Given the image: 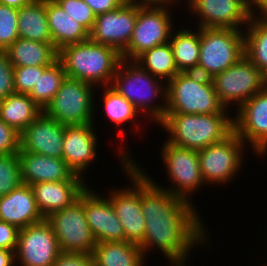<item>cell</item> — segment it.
Listing matches in <instances>:
<instances>
[{"label": "cell", "mask_w": 267, "mask_h": 266, "mask_svg": "<svg viewBox=\"0 0 267 266\" xmlns=\"http://www.w3.org/2000/svg\"><path fill=\"white\" fill-rule=\"evenodd\" d=\"M92 256L95 266H143L144 254L138 244L129 241L97 243Z\"/></svg>", "instance_id": "obj_26"}, {"label": "cell", "mask_w": 267, "mask_h": 266, "mask_svg": "<svg viewBox=\"0 0 267 266\" xmlns=\"http://www.w3.org/2000/svg\"><path fill=\"white\" fill-rule=\"evenodd\" d=\"M66 77L96 85H111L120 62L121 53L114 47L91 39L63 46L58 51Z\"/></svg>", "instance_id": "obj_2"}, {"label": "cell", "mask_w": 267, "mask_h": 266, "mask_svg": "<svg viewBox=\"0 0 267 266\" xmlns=\"http://www.w3.org/2000/svg\"><path fill=\"white\" fill-rule=\"evenodd\" d=\"M211 80L225 108L234 101L241 106L267 85V77L245 55Z\"/></svg>", "instance_id": "obj_9"}, {"label": "cell", "mask_w": 267, "mask_h": 266, "mask_svg": "<svg viewBox=\"0 0 267 266\" xmlns=\"http://www.w3.org/2000/svg\"><path fill=\"white\" fill-rule=\"evenodd\" d=\"M172 1L175 0L156 4L137 2V19L128 47L121 53L123 60L134 61L144 51L169 42L172 22L166 7Z\"/></svg>", "instance_id": "obj_7"}, {"label": "cell", "mask_w": 267, "mask_h": 266, "mask_svg": "<svg viewBox=\"0 0 267 266\" xmlns=\"http://www.w3.org/2000/svg\"><path fill=\"white\" fill-rule=\"evenodd\" d=\"M28 94L14 93L0 100V120L21 133L41 113Z\"/></svg>", "instance_id": "obj_28"}, {"label": "cell", "mask_w": 267, "mask_h": 266, "mask_svg": "<svg viewBox=\"0 0 267 266\" xmlns=\"http://www.w3.org/2000/svg\"><path fill=\"white\" fill-rule=\"evenodd\" d=\"M83 181L40 182L31 185L39 211L44 219L71 206L88 187Z\"/></svg>", "instance_id": "obj_23"}, {"label": "cell", "mask_w": 267, "mask_h": 266, "mask_svg": "<svg viewBox=\"0 0 267 266\" xmlns=\"http://www.w3.org/2000/svg\"><path fill=\"white\" fill-rule=\"evenodd\" d=\"M23 184L18 153L0 156V196Z\"/></svg>", "instance_id": "obj_34"}, {"label": "cell", "mask_w": 267, "mask_h": 266, "mask_svg": "<svg viewBox=\"0 0 267 266\" xmlns=\"http://www.w3.org/2000/svg\"><path fill=\"white\" fill-rule=\"evenodd\" d=\"M35 1L36 0H0V4L19 9L22 6L28 5V4L33 3Z\"/></svg>", "instance_id": "obj_45"}, {"label": "cell", "mask_w": 267, "mask_h": 266, "mask_svg": "<svg viewBox=\"0 0 267 266\" xmlns=\"http://www.w3.org/2000/svg\"><path fill=\"white\" fill-rule=\"evenodd\" d=\"M243 140L232 132L223 141L198 150L199 166L205 182L226 183L241 167Z\"/></svg>", "instance_id": "obj_12"}, {"label": "cell", "mask_w": 267, "mask_h": 266, "mask_svg": "<svg viewBox=\"0 0 267 266\" xmlns=\"http://www.w3.org/2000/svg\"><path fill=\"white\" fill-rule=\"evenodd\" d=\"M167 84L166 113H227L209 77L196 72H179Z\"/></svg>", "instance_id": "obj_4"}, {"label": "cell", "mask_w": 267, "mask_h": 266, "mask_svg": "<svg viewBox=\"0 0 267 266\" xmlns=\"http://www.w3.org/2000/svg\"><path fill=\"white\" fill-rule=\"evenodd\" d=\"M125 2H131V3H135L137 2V0H124ZM167 0H139V3L141 2L142 4H146V3H152V4H156V3H160V2H165Z\"/></svg>", "instance_id": "obj_46"}, {"label": "cell", "mask_w": 267, "mask_h": 266, "mask_svg": "<svg viewBox=\"0 0 267 266\" xmlns=\"http://www.w3.org/2000/svg\"><path fill=\"white\" fill-rule=\"evenodd\" d=\"M96 143L92 123L65 125L63 159L75 175L80 176L96 157Z\"/></svg>", "instance_id": "obj_21"}, {"label": "cell", "mask_w": 267, "mask_h": 266, "mask_svg": "<svg viewBox=\"0 0 267 266\" xmlns=\"http://www.w3.org/2000/svg\"><path fill=\"white\" fill-rule=\"evenodd\" d=\"M137 19V2H125L118 9L96 15L89 39L122 53L129 44Z\"/></svg>", "instance_id": "obj_15"}, {"label": "cell", "mask_w": 267, "mask_h": 266, "mask_svg": "<svg viewBox=\"0 0 267 266\" xmlns=\"http://www.w3.org/2000/svg\"><path fill=\"white\" fill-rule=\"evenodd\" d=\"M46 220L56 235L61 251L92 254L97 242L79 200L51 214Z\"/></svg>", "instance_id": "obj_11"}, {"label": "cell", "mask_w": 267, "mask_h": 266, "mask_svg": "<svg viewBox=\"0 0 267 266\" xmlns=\"http://www.w3.org/2000/svg\"><path fill=\"white\" fill-rule=\"evenodd\" d=\"M190 9L200 16L199 28L239 29L249 23L251 12L247 0H188Z\"/></svg>", "instance_id": "obj_18"}, {"label": "cell", "mask_w": 267, "mask_h": 266, "mask_svg": "<svg viewBox=\"0 0 267 266\" xmlns=\"http://www.w3.org/2000/svg\"><path fill=\"white\" fill-rule=\"evenodd\" d=\"M53 266H95L92 254L61 251Z\"/></svg>", "instance_id": "obj_40"}, {"label": "cell", "mask_w": 267, "mask_h": 266, "mask_svg": "<svg viewBox=\"0 0 267 266\" xmlns=\"http://www.w3.org/2000/svg\"><path fill=\"white\" fill-rule=\"evenodd\" d=\"M46 14L53 45L58 51L65 45L89 39V32L54 0H46Z\"/></svg>", "instance_id": "obj_24"}, {"label": "cell", "mask_w": 267, "mask_h": 266, "mask_svg": "<svg viewBox=\"0 0 267 266\" xmlns=\"http://www.w3.org/2000/svg\"><path fill=\"white\" fill-rule=\"evenodd\" d=\"M123 168L130 174L134 186L126 190L113 191L109 195L110 202L114 208L116 216L119 218L125 233V241L140 244L145 235L146 223L141 208V171L133 164L130 156L122 153ZM127 157V158H126ZM130 158V159H129Z\"/></svg>", "instance_id": "obj_10"}, {"label": "cell", "mask_w": 267, "mask_h": 266, "mask_svg": "<svg viewBox=\"0 0 267 266\" xmlns=\"http://www.w3.org/2000/svg\"><path fill=\"white\" fill-rule=\"evenodd\" d=\"M15 261V251L0 249V266H13Z\"/></svg>", "instance_id": "obj_43"}, {"label": "cell", "mask_w": 267, "mask_h": 266, "mask_svg": "<svg viewBox=\"0 0 267 266\" xmlns=\"http://www.w3.org/2000/svg\"><path fill=\"white\" fill-rule=\"evenodd\" d=\"M19 37L53 43L46 14V0H36L18 9Z\"/></svg>", "instance_id": "obj_27"}, {"label": "cell", "mask_w": 267, "mask_h": 266, "mask_svg": "<svg viewBox=\"0 0 267 266\" xmlns=\"http://www.w3.org/2000/svg\"><path fill=\"white\" fill-rule=\"evenodd\" d=\"M233 119V132L248 141L256 153L267 152V85L239 108ZM244 139H246L244 141Z\"/></svg>", "instance_id": "obj_16"}, {"label": "cell", "mask_w": 267, "mask_h": 266, "mask_svg": "<svg viewBox=\"0 0 267 266\" xmlns=\"http://www.w3.org/2000/svg\"><path fill=\"white\" fill-rule=\"evenodd\" d=\"M253 4L257 6L258 10H261L262 12V17L263 19H267V0H249V7H250V12H251V17H253Z\"/></svg>", "instance_id": "obj_44"}, {"label": "cell", "mask_w": 267, "mask_h": 266, "mask_svg": "<svg viewBox=\"0 0 267 266\" xmlns=\"http://www.w3.org/2000/svg\"><path fill=\"white\" fill-rule=\"evenodd\" d=\"M23 184L40 182L82 181L75 175L63 158L51 157L32 152L18 151Z\"/></svg>", "instance_id": "obj_20"}, {"label": "cell", "mask_w": 267, "mask_h": 266, "mask_svg": "<svg viewBox=\"0 0 267 266\" xmlns=\"http://www.w3.org/2000/svg\"><path fill=\"white\" fill-rule=\"evenodd\" d=\"M13 78L14 66L9 61L5 50H0V100L16 93Z\"/></svg>", "instance_id": "obj_38"}, {"label": "cell", "mask_w": 267, "mask_h": 266, "mask_svg": "<svg viewBox=\"0 0 267 266\" xmlns=\"http://www.w3.org/2000/svg\"><path fill=\"white\" fill-rule=\"evenodd\" d=\"M93 88L91 84L66 77L43 112L63 125L93 123Z\"/></svg>", "instance_id": "obj_8"}, {"label": "cell", "mask_w": 267, "mask_h": 266, "mask_svg": "<svg viewBox=\"0 0 267 266\" xmlns=\"http://www.w3.org/2000/svg\"><path fill=\"white\" fill-rule=\"evenodd\" d=\"M60 7L80 23L88 32L91 31L96 19L95 13L83 0H54Z\"/></svg>", "instance_id": "obj_36"}, {"label": "cell", "mask_w": 267, "mask_h": 266, "mask_svg": "<svg viewBox=\"0 0 267 266\" xmlns=\"http://www.w3.org/2000/svg\"><path fill=\"white\" fill-rule=\"evenodd\" d=\"M39 79V66L14 67V88L16 93L30 94Z\"/></svg>", "instance_id": "obj_37"}, {"label": "cell", "mask_w": 267, "mask_h": 266, "mask_svg": "<svg viewBox=\"0 0 267 266\" xmlns=\"http://www.w3.org/2000/svg\"><path fill=\"white\" fill-rule=\"evenodd\" d=\"M0 220L19 230L44 220L30 185L22 184L7 195L0 196Z\"/></svg>", "instance_id": "obj_22"}, {"label": "cell", "mask_w": 267, "mask_h": 266, "mask_svg": "<svg viewBox=\"0 0 267 266\" xmlns=\"http://www.w3.org/2000/svg\"><path fill=\"white\" fill-rule=\"evenodd\" d=\"M160 124L170 133L168 142L195 150L219 143L233 132V119L226 113H166Z\"/></svg>", "instance_id": "obj_3"}, {"label": "cell", "mask_w": 267, "mask_h": 266, "mask_svg": "<svg viewBox=\"0 0 267 266\" xmlns=\"http://www.w3.org/2000/svg\"><path fill=\"white\" fill-rule=\"evenodd\" d=\"M134 61L152 76L159 79L167 78L168 81L166 82H169L179 73L169 42L144 51Z\"/></svg>", "instance_id": "obj_31"}, {"label": "cell", "mask_w": 267, "mask_h": 266, "mask_svg": "<svg viewBox=\"0 0 267 266\" xmlns=\"http://www.w3.org/2000/svg\"><path fill=\"white\" fill-rule=\"evenodd\" d=\"M192 205L166 188L163 190L141 172V208L146 229L139 247L144 256L155 245L171 263L185 264L191 247L206 240L199 214Z\"/></svg>", "instance_id": "obj_1"}, {"label": "cell", "mask_w": 267, "mask_h": 266, "mask_svg": "<svg viewBox=\"0 0 267 266\" xmlns=\"http://www.w3.org/2000/svg\"><path fill=\"white\" fill-rule=\"evenodd\" d=\"M65 125L42 112L20 133L22 151L63 158Z\"/></svg>", "instance_id": "obj_19"}, {"label": "cell", "mask_w": 267, "mask_h": 266, "mask_svg": "<svg viewBox=\"0 0 267 266\" xmlns=\"http://www.w3.org/2000/svg\"><path fill=\"white\" fill-rule=\"evenodd\" d=\"M18 38V9L0 4V50H6Z\"/></svg>", "instance_id": "obj_35"}, {"label": "cell", "mask_w": 267, "mask_h": 266, "mask_svg": "<svg viewBox=\"0 0 267 266\" xmlns=\"http://www.w3.org/2000/svg\"><path fill=\"white\" fill-rule=\"evenodd\" d=\"M173 266H184V264H174Z\"/></svg>", "instance_id": "obj_47"}, {"label": "cell", "mask_w": 267, "mask_h": 266, "mask_svg": "<svg viewBox=\"0 0 267 266\" xmlns=\"http://www.w3.org/2000/svg\"><path fill=\"white\" fill-rule=\"evenodd\" d=\"M247 26L244 55L267 77V19L254 14Z\"/></svg>", "instance_id": "obj_30"}, {"label": "cell", "mask_w": 267, "mask_h": 266, "mask_svg": "<svg viewBox=\"0 0 267 266\" xmlns=\"http://www.w3.org/2000/svg\"><path fill=\"white\" fill-rule=\"evenodd\" d=\"M5 52L14 67L51 66L58 60L53 43H43L19 37Z\"/></svg>", "instance_id": "obj_25"}, {"label": "cell", "mask_w": 267, "mask_h": 266, "mask_svg": "<svg viewBox=\"0 0 267 266\" xmlns=\"http://www.w3.org/2000/svg\"><path fill=\"white\" fill-rule=\"evenodd\" d=\"M61 252L50 223L44 219L19 230L15 257L22 266H53Z\"/></svg>", "instance_id": "obj_13"}, {"label": "cell", "mask_w": 267, "mask_h": 266, "mask_svg": "<svg viewBox=\"0 0 267 266\" xmlns=\"http://www.w3.org/2000/svg\"><path fill=\"white\" fill-rule=\"evenodd\" d=\"M19 229L0 220V249L15 251L18 242Z\"/></svg>", "instance_id": "obj_41"}, {"label": "cell", "mask_w": 267, "mask_h": 266, "mask_svg": "<svg viewBox=\"0 0 267 266\" xmlns=\"http://www.w3.org/2000/svg\"><path fill=\"white\" fill-rule=\"evenodd\" d=\"M83 1L91 8V10L95 13V15L113 11L115 9H118L125 3L124 0H83Z\"/></svg>", "instance_id": "obj_42"}, {"label": "cell", "mask_w": 267, "mask_h": 266, "mask_svg": "<svg viewBox=\"0 0 267 266\" xmlns=\"http://www.w3.org/2000/svg\"><path fill=\"white\" fill-rule=\"evenodd\" d=\"M163 162L169 178L175 184L167 189L172 195L187 199V194L203 185L204 179L199 166L198 150L179 147L166 142L162 149Z\"/></svg>", "instance_id": "obj_14"}, {"label": "cell", "mask_w": 267, "mask_h": 266, "mask_svg": "<svg viewBox=\"0 0 267 266\" xmlns=\"http://www.w3.org/2000/svg\"><path fill=\"white\" fill-rule=\"evenodd\" d=\"M127 62V60L120 62L111 87L127 101L131 102L138 112L140 110L146 112V109H148L149 115L151 114V117L160 123L166 115V104L153 106L151 101L162 90L164 93L160 95L163 94L162 96L165 100L163 103H166L167 88H161L162 84L158 81L160 79L156 80L157 77L142 69L135 61H131L132 63ZM150 105H152L151 108H149Z\"/></svg>", "instance_id": "obj_5"}, {"label": "cell", "mask_w": 267, "mask_h": 266, "mask_svg": "<svg viewBox=\"0 0 267 266\" xmlns=\"http://www.w3.org/2000/svg\"><path fill=\"white\" fill-rule=\"evenodd\" d=\"M65 78L66 72L59 60L51 66H39V79L29 96L44 110L60 89L61 83Z\"/></svg>", "instance_id": "obj_32"}, {"label": "cell", "mask_w": 267, "mask_h": 266, "mask_svg": "<svg viewBox=\"0 0 267 266\" xmlns=\"http://www.w3.org/2000/svg\"><path fill=\"white\" fill-rule=\"evenodd\" d=\"M170 45L179 72H196L200 52V28L198 33L184 28L170 36Z\"/></svg>", "instance_id": "obj_29"}, {"label": "cell", "mask_w": 267, "mask_h": 266, "mask_svg": "<svg viewBox=\"0 0 267 266\" xmlns=\"http://www.w3.org/2000/svg\"><path fill=\"white\" fill-rule=\"evenodd\" d=\"M20 150V133L0 120V156L18 153Z\"/></svg>", "instance_id": "obj_39"}, {"label": "cell", "mask_w": 267, "mask_h": 266, "mask_svg": "<svg viewBox=\"0 0 267 266\" xmlns=\"http://www.w3.org/2000/svg\"><path fill=\"white\" fill-rule=\"evenodd\" d=\"M244 55V34L231 28H200V52L196 73L212 78Z\"/></svg>", "instance_id": "obj_6"}, {"label": "cell", "mask_w": 267, "mask_h": 266, "mask_svg": "<svg viewBox=\"0 0 267 266\" xmlns=\"http://www.w3.org/2000/svg\"><path fill=\"white\" fill-rule=\"evenodd\" d=\"M92 192L86 188L79 195L78 200L83 204L87 223L96 242L125 241L124 228L116 216L110 199H103Z\"/></svg>", "instance_id": "obj_17"}, {"label": "cell", "mask_w": 267, "mask_h": 266, "mask_svg": "<svg viewBox=\"0 0 267 266\" xmlns=\"http://www.w3.org/2000/svg\"><path fill=\"white\" fill-rule=\"evenodd\" d=\"M104 90V108L106 116L114 123L120 125L136 118L138 111L111 86ZM136 115V116H135Z\"/></svg>", "instance_id": "obj_33"}]
</instances>
